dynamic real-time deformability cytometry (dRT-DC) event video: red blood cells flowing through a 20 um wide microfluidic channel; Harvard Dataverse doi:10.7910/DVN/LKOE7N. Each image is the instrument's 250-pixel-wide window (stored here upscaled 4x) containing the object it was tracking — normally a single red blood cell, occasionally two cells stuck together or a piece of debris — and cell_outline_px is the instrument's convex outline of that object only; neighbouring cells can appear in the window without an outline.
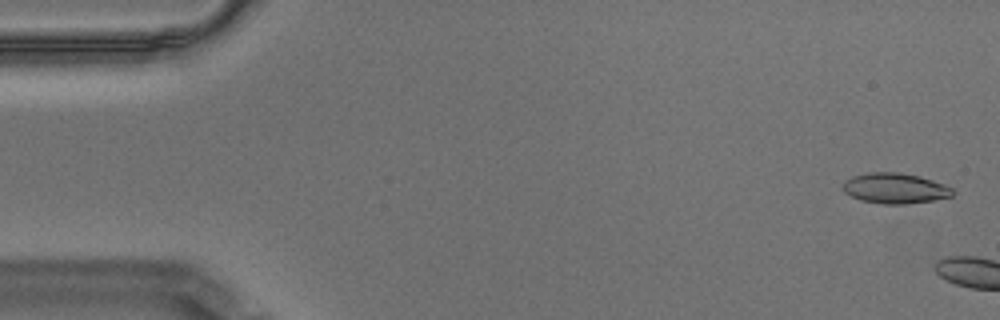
{"species": "Egyptian fruit bat (a non-hibernating species)", "species_latin": "Rousettus aegyptiacus", "temperature_condition": "warm", "stored_images_in_passage": 6, "camera_frame_rate_fps": 3000, "um_per_image_px": 0.085, "animal": {"sex": "male"}, "frame": {"image": 1, "passage_image": 2, "time_ms": 0.333, "image_size_px": [1000, 320], "cell_outline_px": [[956, 192], [952, 196], [932, 200], [904, 204], [884, 204], [860, 200], [844, 192], [844, 180], [852, 176], [868, 172], [896, 172], [920, 176], [944, 184], [952, 188]], "centroid_in_image_um": [76.08, 16.0], "position_along_channel_um": 8.9, "area_um2": 19.42}}